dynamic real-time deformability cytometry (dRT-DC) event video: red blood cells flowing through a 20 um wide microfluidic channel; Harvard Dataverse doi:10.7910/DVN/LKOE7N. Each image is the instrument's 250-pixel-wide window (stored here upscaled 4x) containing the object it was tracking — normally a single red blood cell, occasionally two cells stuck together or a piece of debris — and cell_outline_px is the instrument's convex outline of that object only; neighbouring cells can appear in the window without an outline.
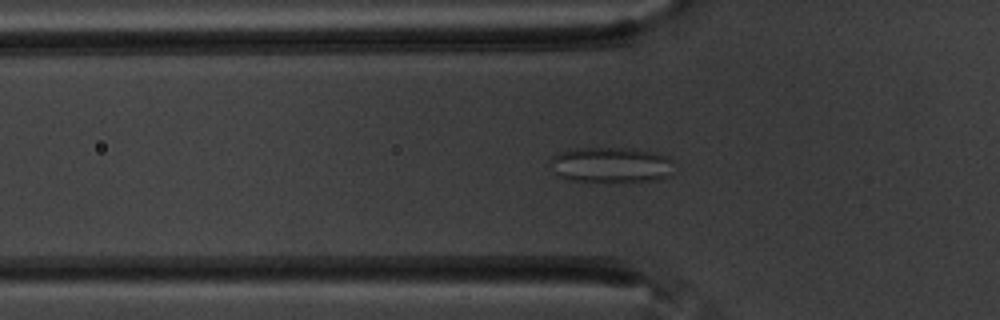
{"species": "common noctule bat (a hibernating species)", "species_latin": "Nyctalus noctula", "temperature_condition": "warm", "stored_images_in_passage": 59, "camera_frame_rate_fps": 3000, "um_per_image_px": 0.085, "animal": {"sex": "male", "body_mass_g": 20.1, "forearm_length_mm": 53.5}, "frame": {"image": 1, "passage_image": 20, "time_ms": 6.333, "image_size_px": [1000, 320], "cell_outline_px": [[672, 176], [660, 180], [572, 180], [560, 176], [556, 172], [548, 160], [552, 156], [560, 152], [576, 148], [636, 148], [656, 152], [668, 156], [672, 160]], "centroid_in_image_um": [52.0, 13.98], "position_along_channel_um": 73.8, "area_um2": 25.37}}
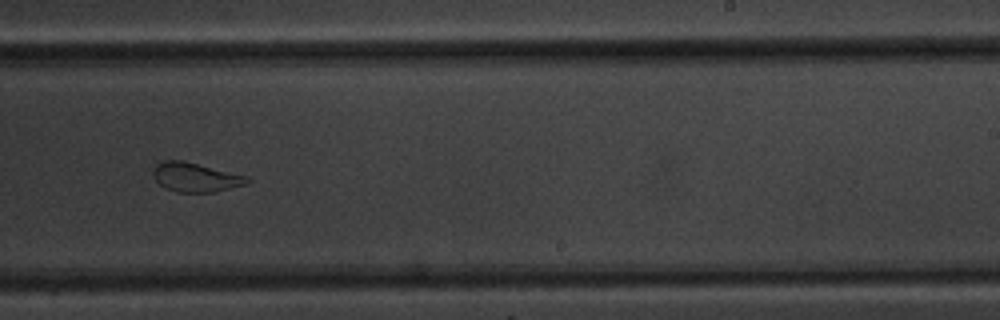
{"frame": {"image": 2, "passage_image": 37, "time_ms": 12.0, "image_size_px": [1000, 320], "cell_outline_px": [[252, 180], [248, 184], [216, 192], [176, 192], [160, 184], [152, 176], [152, 168], [156, 164], [164, 160], [180, 160], [248, 176]], "centroid_in_image_um": [16.64, 15.07], "position_along_channel_um": 272.4, "area_um2": 16.01}}
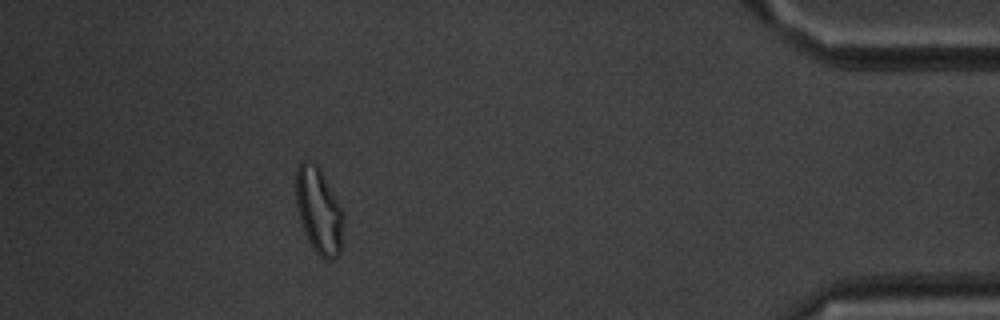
{"frame": {"image": 3, "passage_image": 53, "time_ms": 17.333, "image_size_px": [1000, 320], "cell_outline_px": [[344, 220], [340, 252], [332, 260], [324, 260], [312, 248], [304, 232], [296, 204], [296, 168], [300, 160], [304, 160], [316, 164], [320, 168], [344, 212]], "centroid_in_image_um": [27.11, 17.91], "position_along_channel_um": 408.1, "area_um2": 23.99}, "authors_computed_cell_mechanics": {"area_um2": 23.0044, "velocity_mm_per_s": 3.4918, "shape_relaxation_time_tau1_ms": null, "shape_relaxation_time_tau2_ms": 1.4464, "deformation_change_tau1": null, "deformation_change_tau2": 0.0903}}